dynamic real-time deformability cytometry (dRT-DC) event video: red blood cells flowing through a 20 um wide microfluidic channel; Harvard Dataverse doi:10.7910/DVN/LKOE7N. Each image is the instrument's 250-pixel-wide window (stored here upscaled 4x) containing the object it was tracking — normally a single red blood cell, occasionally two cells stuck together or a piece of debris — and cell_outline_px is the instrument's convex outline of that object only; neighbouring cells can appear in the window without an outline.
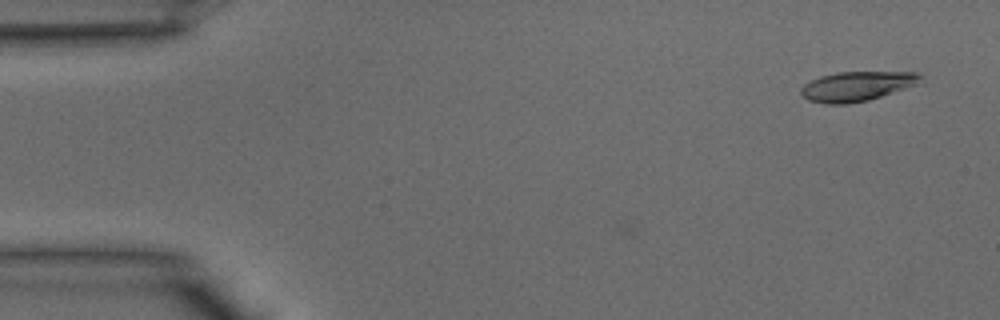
{"species": "common noctule bat (a hibernating species)", "species_latin": "Nyctalus noctula", "temperature_condition": "warm", "stored_images_in_passage": 9, "camera_frame_rate_fps": 3000, "um_per_image_px": 0.085, "animal": {"sex": "male", "body_mass_g": 15.6}, "frame": {"image": 1, "passage_image": 1, "time_ms": 0.0, "image_size_px": [1000, 320], "cell_outline_px": [[920, 76], [916, 84], [868, 100], [848, 104], [828, 104], [808, 100], [800, 92], [800, 88], [804, 84], [820, 76], [836, 72], [916, 72]], "centroid_in_image_um": [72.75, 7.33], "position_along_channel_um": 12.2, "area_um2": 20.23}}
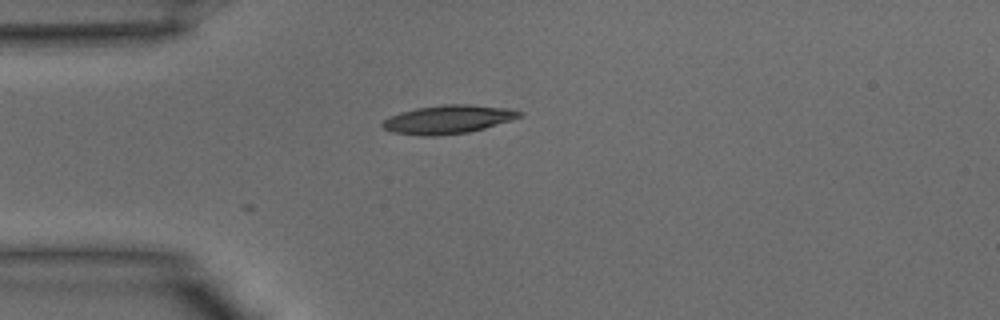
{"frame": {"image": 2, "passage_image": 9, "time_ms": 2.667, "image_size_px": [1000, 320], "cell_outline_px": [[524, 116], [512, 120], [484, 128], [468, 132], [436, 136], [424, 136], [392, 132], [384, 128], [380, 124], [388, 116], [400, 112], [416, 108], [444, 104], [468, 104], [512, 108], [524, 112]], "centroid_in_image_um": [38.12, 10.14], "position_along_channel_um": 46.9, "area_um2": 23.0}}